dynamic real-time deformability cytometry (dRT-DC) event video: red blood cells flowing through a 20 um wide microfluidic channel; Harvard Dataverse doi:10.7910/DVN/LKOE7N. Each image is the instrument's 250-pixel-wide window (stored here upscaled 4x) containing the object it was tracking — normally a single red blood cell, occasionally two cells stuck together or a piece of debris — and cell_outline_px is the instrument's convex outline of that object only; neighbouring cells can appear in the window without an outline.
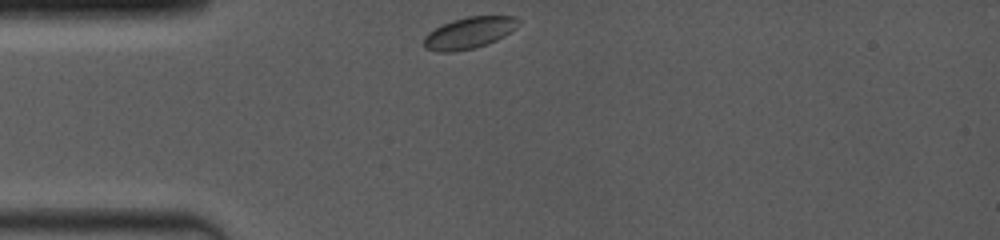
{"species": "common noctule bat (a hibernating species)", "species_latin": "Nyctalus noctula", "temperature_condition": "room temperature", "stored_images_in_passage": 42, "camera_frame_rate_fps": 4000, "um_per_image_px": 0.085, "animal": {"sex": "female", "body_mass_g": 19.0, "forearm_length_mm": 53.3}, "frame": {"image": 1, "passage_image": 1, "time_ms": 0.0, "image_size_px": [1000, 240], "cell_outline_px": [[520, 24], [516, 28], [504, 36], [488, 44], [476, 48], [452, 52], [436, 52], [424, 48], [424, 36], [428, 32], [452, 20], [468, 16], [516, 16], [520, 20]], "centroid_in_image_um": [39.89, 2.8], "position_along_channel_um": 45.1, "area_um2": 17.51}}
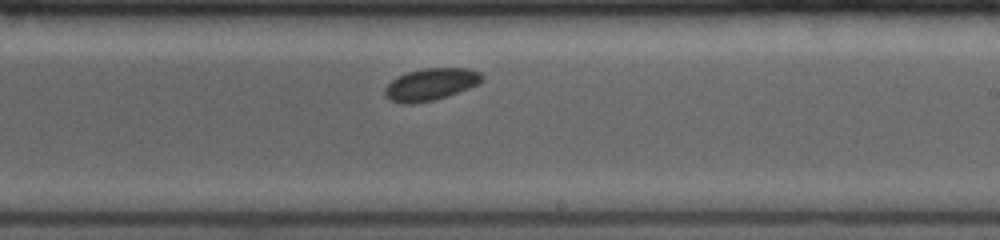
{"frame": {"image": 2, "passage_image": 24, "time_ms": 5.75, "image_size_px": [1000, 240], "cell_outline_px": [[484, 80], [480, 84], [448, 96], [432, 100], [412, 104], [400, 104], [388, 100], [384, 96], [384, 88], [396, 76], [408, 72], [424, 68], [468, 68], [480, 72], [484, 76]], "centroid_in_image_um": [36.61, 7.18], "position_along_channel_um": 252.4, "area_um2": 18.5}}
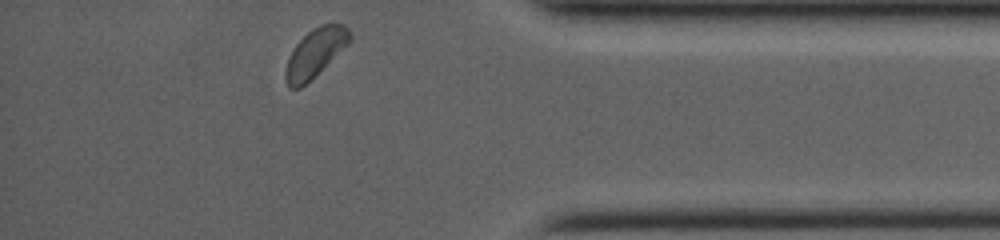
{"frame": {"image": 3, "passage_image": 41, "time_ms": 10.0, "image_size_px": [1000, 240], "cell_outline_px": [[352, 40], [348, 44], [300, 88], [288, 88], [284, 80], [284, 72], [288, 60], [296, 44], [312, 28], [320, 24], [332, 20], [344, 24], [352, 32]], "centroid_in_image_um": [26.82, 4.42], "position_along_channel_um": 408.4, "area_um2": 18.15}}